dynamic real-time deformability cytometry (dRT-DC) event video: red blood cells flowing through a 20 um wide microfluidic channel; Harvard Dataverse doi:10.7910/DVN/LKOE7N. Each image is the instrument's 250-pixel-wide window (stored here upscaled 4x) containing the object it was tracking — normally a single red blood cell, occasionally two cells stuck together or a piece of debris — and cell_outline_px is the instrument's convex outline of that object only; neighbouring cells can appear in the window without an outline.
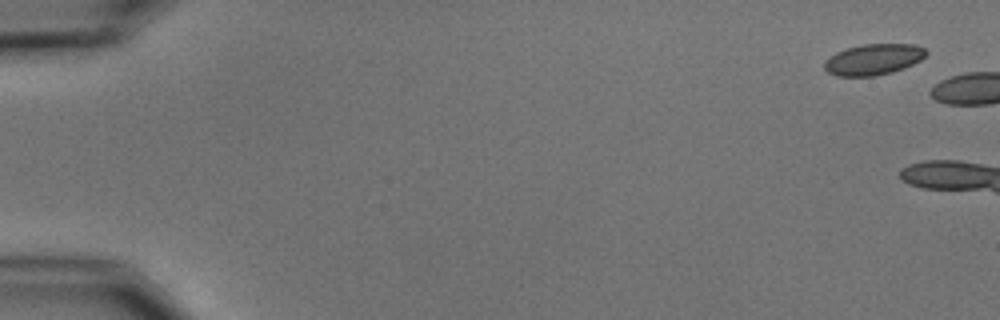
{"species": "common noctule bat (a hibernating species)", "species_latin": "Nyctalus noctula", "temperature_condition": "cold", "stored_images_in_passage": 2, "camera_frame_rate_fps": 3000, "um_per_image_px": 0.085, "animal": {"sex": "male", "body_mass_g": 15.6}, "frame": {"image": 1, "passage_image": 1, "time_ms": 0.0, "image_size_px": [1000, 320], "cell_outline_px": [[928, 52], [920, 60], [904, 68], [892, 72], [872, 76], [836, 76], [828, 72], [824, 68], [824, 64], [836, 52], [848, 48], [864, 44], [912, 44], [924, 48]], "centroid_in_image_um": [74.25, 5.05], "position_along_channel_um": 10.7, "area_um2": 18.09}}